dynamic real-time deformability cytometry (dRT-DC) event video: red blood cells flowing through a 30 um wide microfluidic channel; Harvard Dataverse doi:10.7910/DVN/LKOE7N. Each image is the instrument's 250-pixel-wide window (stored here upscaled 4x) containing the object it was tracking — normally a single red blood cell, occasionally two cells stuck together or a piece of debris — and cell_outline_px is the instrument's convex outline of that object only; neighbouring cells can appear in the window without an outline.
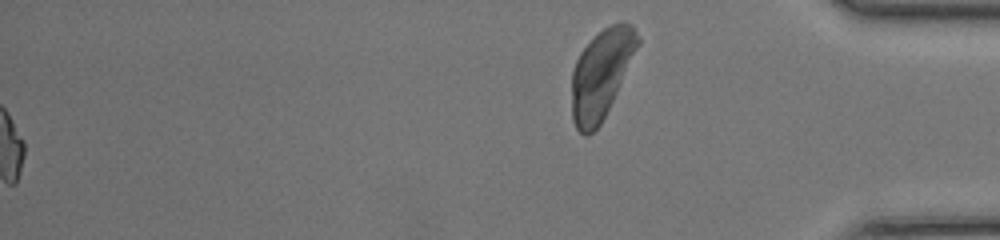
{"species": "common noctule bat (a hibernating species)", "species_latin": "Nyctalus noctula", "temperature_condition": "room temperature", "stored_images_in_passage": 49, "segment_of_instrument_passage": [2, 2], "camera_frame_rate_fps": 3000, "um_per_image_px": 0.085, "animal": {"sex": "female", "body_mass_g": 17.0, "forearm_length_mm": 48.0}, "frame": {"image": 1, "passage_image": 49, "time_ms": 16.0, "image_size_px": [1000, 240], "cell_outline_px": [[640, 44], [600, 124], [588, 136], [584, 136], [576, 128], [572, 120], [572, 68], [580, 52], [604, 28], [612, 24], [632, 24], [640, 40]], "centroid_in_image_um": [51.08, 6.31], "position_along_channel_um": 384.1, "area_um2": 33.47}}